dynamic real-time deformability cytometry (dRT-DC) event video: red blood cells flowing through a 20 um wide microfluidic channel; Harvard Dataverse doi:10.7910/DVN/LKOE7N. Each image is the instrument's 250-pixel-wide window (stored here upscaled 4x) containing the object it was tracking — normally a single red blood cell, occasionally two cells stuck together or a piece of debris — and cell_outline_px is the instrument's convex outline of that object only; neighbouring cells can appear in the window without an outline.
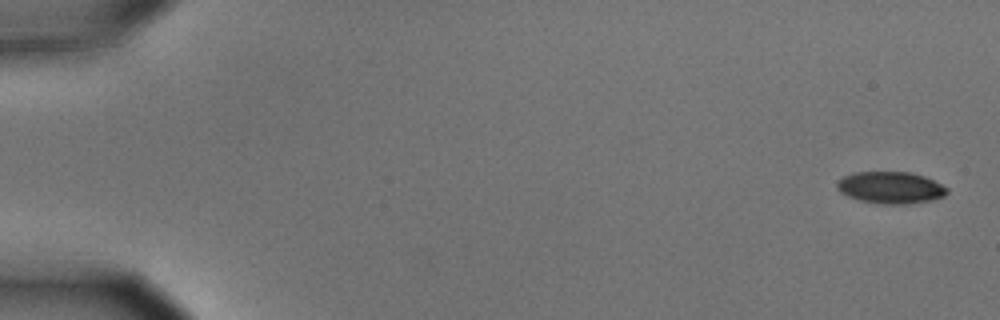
{"species": "common noctule bat (a hibernating species)", "species_latin": "Nyctalus noctula", "temperature_condition": "cold", "stored_images_in_passage": 11, "camera_frame_rate_fps": 3000, "um_per_image_px": 0.085, "animal": {"sex": "male", "body_mass_g": 15.6}, "frame": {"image": 1, "passage_image": 1, "time_ms": 0.0, "image_size_px": [1000, 320], "cell_outline_px": [[948, 192], [944, 196], [932, 200], [908, 204], [880, 204], [860, 200], [848, 196], [840, 192], [836, 188], [836, 180], [840, 176], [852, 172], [908, 172], [924, 176], [948, 188]], "centroid_in_image_um": [75.64, 15.94], "position_along_channel_um": 9.4, "area_um2": 20.63}}
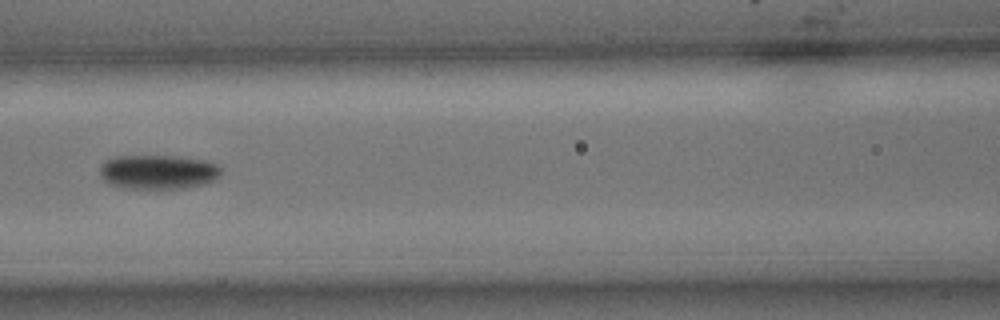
{"frame": {"image": 2, "passage_image": 7, "time_ms": 2.0, "image_size_px": [1000, 320], "cell_outline_px": [[220, 176], [204, 184], [184, 188], [156, 192], [124, 188], [108, 184], [100, 176], [100, 168], [104, 160], [116, 156], [176, 156], [204, 160], [216, 164], [220, 168]], "centroid_in_image_um": [13.39, 14.66], "position_along_channel_um": 153.2, "area_um2": 25.09}}
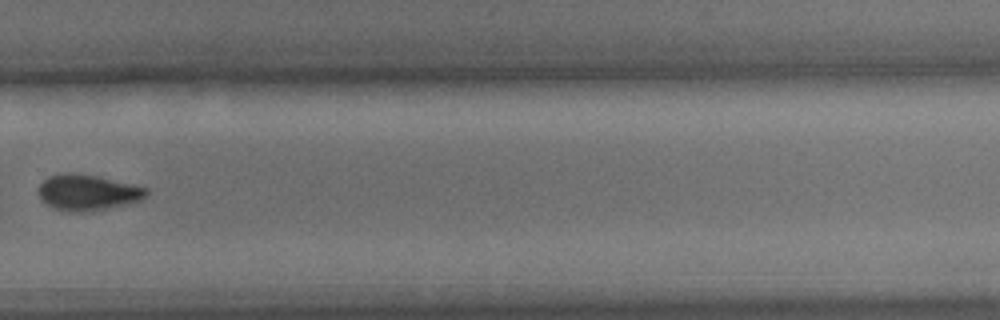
{"frame": {"image": 3, "passage_image": 11, "time_ms": 3.333, "image_size_px": [1000, 320], "cell_outline_px": [[148, 192], [140, 200], [132, 204], [108, 208], [80, 212], [72, 212], [52, 208], [40, 196], [40, 184], [48, 176], [64, 172], [72, 172], [96, 176], [148, 188]], "centroid_in_image_um": [7.46, 16.36], "position_along_channel_um": 322.3, "area_um2": 22.31}}